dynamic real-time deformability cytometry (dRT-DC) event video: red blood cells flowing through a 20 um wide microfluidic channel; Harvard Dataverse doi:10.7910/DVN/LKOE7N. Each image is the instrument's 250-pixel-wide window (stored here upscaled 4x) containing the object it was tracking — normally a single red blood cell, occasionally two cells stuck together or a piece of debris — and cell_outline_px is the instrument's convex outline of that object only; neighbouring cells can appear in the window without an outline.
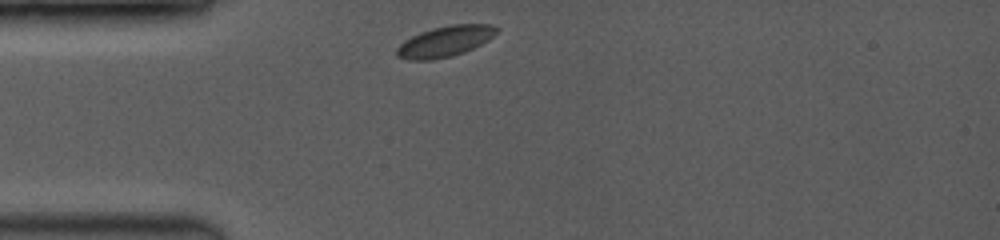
{"species": "common noctule bat (a hibernating species)", "species_latin": "Nyctalus noctula", "temperature_condition": "room temperature", "stored_images_in_passage": 35, "camera_frame_rate_fps": 3500, "um_per_image_px": 0.085, "animal": {"sex": "female", "body_mass_g": 19.0, "forearm_length_mm": 53.3}, "frame": {"image": 1, "passage_image": 1, "time_ms": 0.0, "image_size_px": [1000, 240], "cell_outline_px": [[500, 28], [488, 40], [464, 52], [432, 60], [408, 60], [396, 56], [396, 48], [404, 40], [420, 32], [432, 28], [452, 24], [492, 24]], "centroid_in_image_um": [37.8, 3.51], "position_along_channel_um": 47.2, "area_um2": 17.8}}
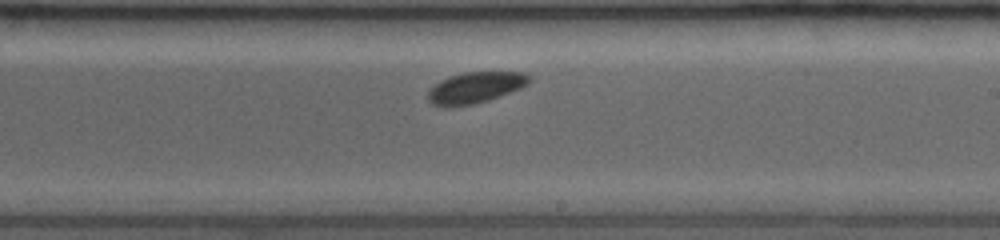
{"frame": {"image": 2, "passage_image": 20, "time_ms": 5.429, "image_size_px": [1000, 240], "cell_outline_px": [[532, 80], [528, 84], [520, 88], [500, 96], [476, 104], [444, 108], [432, 104], [428, 100], [428, 92], [440, 80], [448, 76], [464, 72], [524, 72]], "centroid_in_image_um": [40.38, 7.46], "position_along_channel_um": 248.6, "area_um2": 18.5}}
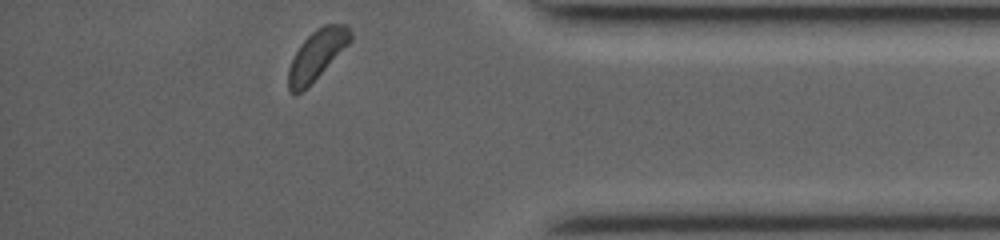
{"frame": {"image": 3, "passage_image": 35, "time_ms": 9.714, "image_size_px": [1000, 240], "cell_outline_px": [[352, 40], [308, 88], [296, 96], [288, 92], [288, 68], [300, 44], [312, 32], [324, 24], [348, 24], [352, 32]], "centroid_in_image_um": [26.93, 4.7], "position_along_channel_um": 408.3, "area_um2": 18.21}}